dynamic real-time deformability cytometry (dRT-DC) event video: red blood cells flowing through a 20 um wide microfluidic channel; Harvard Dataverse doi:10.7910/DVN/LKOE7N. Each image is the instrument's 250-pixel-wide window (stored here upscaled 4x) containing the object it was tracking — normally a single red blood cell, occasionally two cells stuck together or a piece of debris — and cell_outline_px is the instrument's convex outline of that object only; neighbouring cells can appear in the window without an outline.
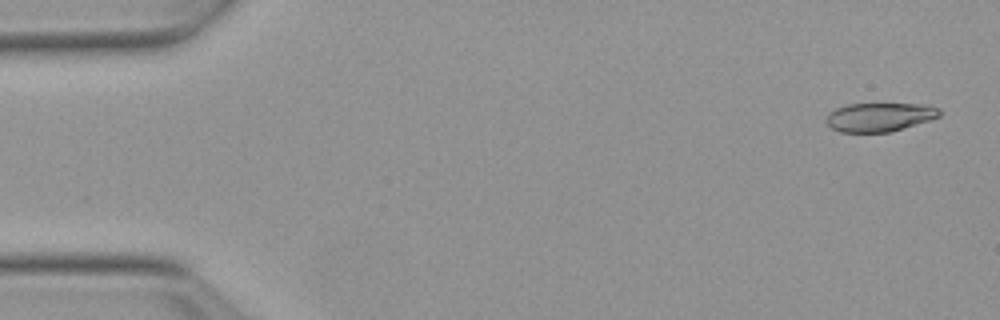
{"species": "Egyptian fruit bat (a non-hibernating species)", "species_latin": "Rousettus aegyptiacus", "temperature_condition": "warm", "stored_images_in_passage": 52, "camera_frame_rate_fps": 3000, "um_per_image_px": 0.085, "animal": {"sex": "female"}, "frame": {"image": 1, "passage_image": 2, "time_ms": 0.333, "image_size_px": [1000, 320], "cell_outline_px": [[940, 116], [892, 132], [840, 132], [832, 128], [824, 120], [828, 112], [836, 108], [848, 104], [924, 104], [940, 108]], "centroid_in_image_um": [74.73, 9.95], "position_along_channel_um": 10.3, "area_um2": 19.02}}
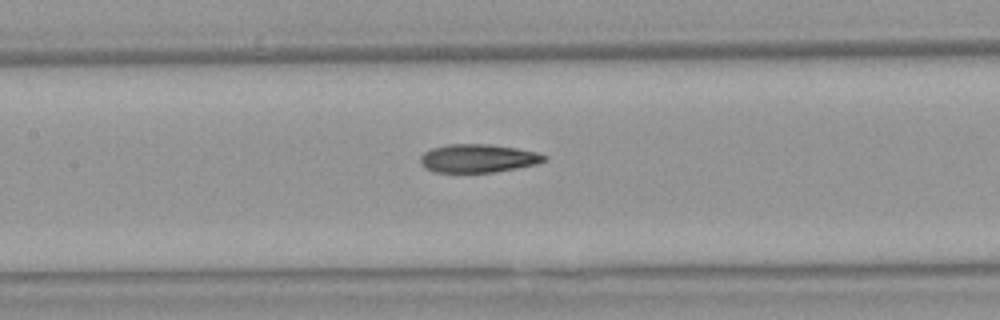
{"frame": {"image": 2, "passage_image": 24, "time_ms": 7.667, "image_size_px": [1000, 320], "cell_outline_px": [[548, 160], [536, 164], [496, 172], [436, 172], [424, 168], [420, 164], [420, 156], [424, 152], [432, 148], [448, 144], [492, 144], [516, 148], [536, 152], [548, 156]], "centroid_in_image_um": [40.63, 13.45], "position_along_channel_um": 166.8, "area_um2": 20.58}}
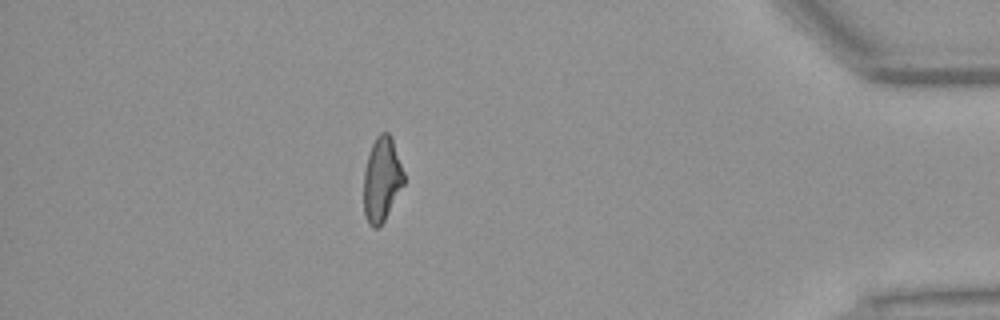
{"frame": {"image": 3, "passage_image": 46, "time_ms": 15.0, "image_size_px": [1000, 320], "cell_outline_px": [[404, 184], [384, 220], [376, 228], [372, 228], [368, 224], [364, 212], [364, 172], [368, 156], [372, 144], [376, 136], [380, 132], [388, 132], [392, 136], [404, 172]], "centroid_in_image_um": [32.46, 15.22], "position_along_channel_um": 402.7, "area_um2": 19.71}, "authors_computed_cell_mechanics": {"area_um2": 20.5768, "velocity_mm_per_s": 3.8639, "shape_relaxation_time_tau1_ms": null, "shape_relaxation_time_tau2_ms": 3.5575, "deformation_change_tau1": null, "deformation_change_tau2": 0.1305}}